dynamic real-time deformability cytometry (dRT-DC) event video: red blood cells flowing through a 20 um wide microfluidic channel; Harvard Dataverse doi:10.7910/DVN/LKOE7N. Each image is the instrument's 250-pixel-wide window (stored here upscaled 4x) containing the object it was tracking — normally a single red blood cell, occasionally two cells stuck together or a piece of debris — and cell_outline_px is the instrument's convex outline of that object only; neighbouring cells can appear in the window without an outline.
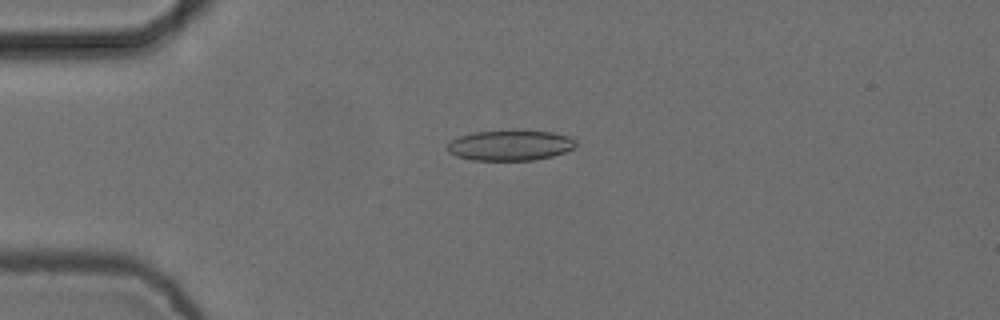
{"species": "common noctule bat (a hibernating species)", "species_latin": "Nyctalus noctula", "temperature_condition": "cold", "stored_images_in_passage": 5, "camera_frame_rate_fps": 3000, "um_per_image_px": 0.085, "animal": {"sex": "female", "body_mass_g": 24.6, "forearm_length_mm": 56.2}, "frame": {"image": 1, "passage_image": 4, "time_ms": 1.0, "image_size_px": [1000, 320], "cell_outline_px": [[576, 144], [572, 148], [564, 152], [552, 156], [536, 160], [472, 160], [456, 156], [448, 152], [444, 148], [452, 140], [460, 136], [476, 132], [552, 132], [568, 136], [576, 140]], "centroid_in_image_um": [43.33, 12.38], "position_along_channel_um": 41.7, "area_um2": 22.25}}